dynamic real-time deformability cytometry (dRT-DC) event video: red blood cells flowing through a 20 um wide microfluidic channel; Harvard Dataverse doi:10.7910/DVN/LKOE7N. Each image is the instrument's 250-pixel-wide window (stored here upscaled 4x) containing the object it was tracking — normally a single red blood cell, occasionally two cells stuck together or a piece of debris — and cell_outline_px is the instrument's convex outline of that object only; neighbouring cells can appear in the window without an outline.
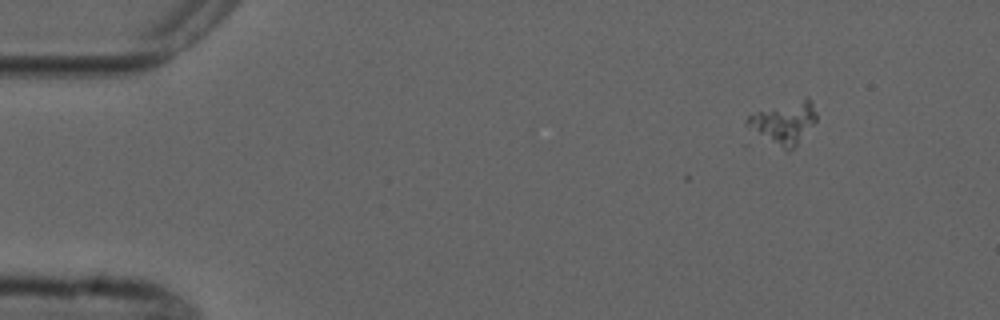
{"species": "common noctule bat (a hibernating species)", "species_latin": "Nyctalus noctula", "temperature_condition": "cold", "stored_images_in_passage": 5, "segment_of_instrument_passage": [1, 2], "camera_frame_rate_fps": 3000, "um_per_image_px": 0.085, "animal": {"sex": "male", "forearm_length_mm": 52.5}, "frame": {"image": 1, "passage_image": 1, "time_ms": 0.0, "image_size_px": [1000, 320], "cell_outline_px": [[816, 120], [796, 144], [788, 152], [784, 152], [752, 136], [744, 124], [744, 120], [748, 116], [756, 112], [804, 100], [808, 100], [812, 104], [816, 112]], "centroid_in_image_um": [66.48, 10.57], "position_along_channel_um": 18.5, "area_um2": 17.11}}